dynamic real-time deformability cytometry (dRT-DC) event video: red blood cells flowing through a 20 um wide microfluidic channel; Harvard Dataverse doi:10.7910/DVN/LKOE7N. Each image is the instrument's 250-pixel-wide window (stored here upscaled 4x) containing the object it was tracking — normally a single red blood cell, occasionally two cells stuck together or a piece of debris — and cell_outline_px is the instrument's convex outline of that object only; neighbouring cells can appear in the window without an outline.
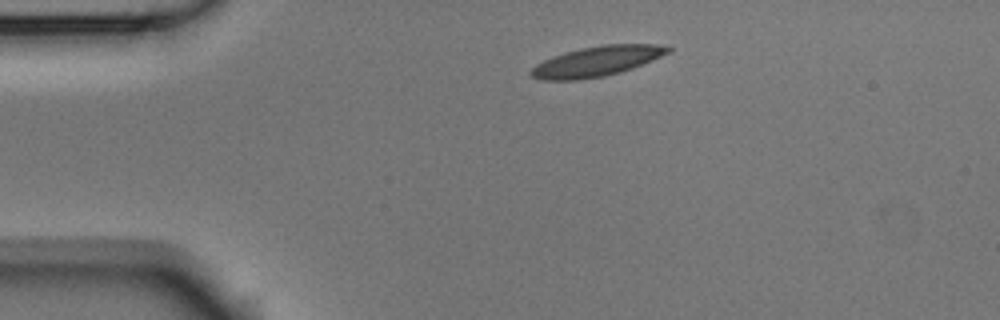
{"species": "Egyptian fruit bat (a non-hibernating species)", "species_latin": "Rousettus aegyptiacus", "temperature_condition": "room temperature", "stored_images_in_passage": 2, "camera_frame_rate_fps": 3000, "um_per_image_px": 0.085, "animal": {"sex": "male"}, "frame": {"image": 1, "passage_image": 1, "time_ms": 0.0, "image_size_px": [1000, 320], "cell_outline_px": [[672, 52], [632, 68], [620, 72], [604, 76], [580, 80], [540, 80], [532, 76], [528, 72], [536, 64], [552, 56], [564, 52], [580, 48], [604, 44], [656, 44], [672, 48]], "centroid_in_image_um": [50.71, 5.21], "position_along_channel_um": 34.3, "area_um2": 24.1}}